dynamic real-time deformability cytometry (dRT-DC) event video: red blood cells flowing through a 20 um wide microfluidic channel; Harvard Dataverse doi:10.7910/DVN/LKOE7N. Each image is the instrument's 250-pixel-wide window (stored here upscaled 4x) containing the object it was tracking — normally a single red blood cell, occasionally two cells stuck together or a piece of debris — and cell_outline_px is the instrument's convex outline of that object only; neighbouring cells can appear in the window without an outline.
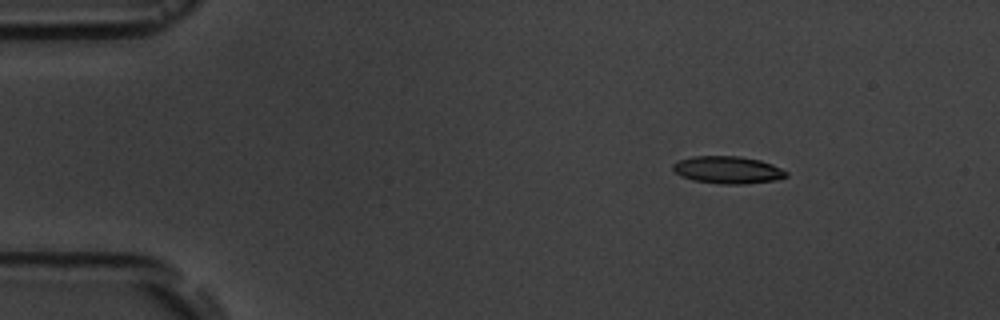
{"species": "common noctule bat (a hibernating species)", "species_latin": "Nyctalus noctula", "temperature_condition": "room temperature", "stored_images_in_passage": 8, "camera_frame_rate_fps": 3000, "um_per_image_px": 0.085, "animal": {"sex": "male", "body_mass_g": 19.5, "forearm_length_mm": 54.6}, "frame": {"image": 1, "passage_image": 3, "time_ms": 2.333, "image_size_px": [1000, 320], "cell_outline_px": [[788, 176], [776, 180], [744, 184], [720, 184], [692, 180], [680, 176], [672, 168], [672, 164], [680, 160], [692, 156], [740, 156], [760, 160], [772, 164], [788, 172]], "centroid_in_image_um": [61.86, 14.44], "position_along_channel_um": 23.1, "area_um2": 18.15}}
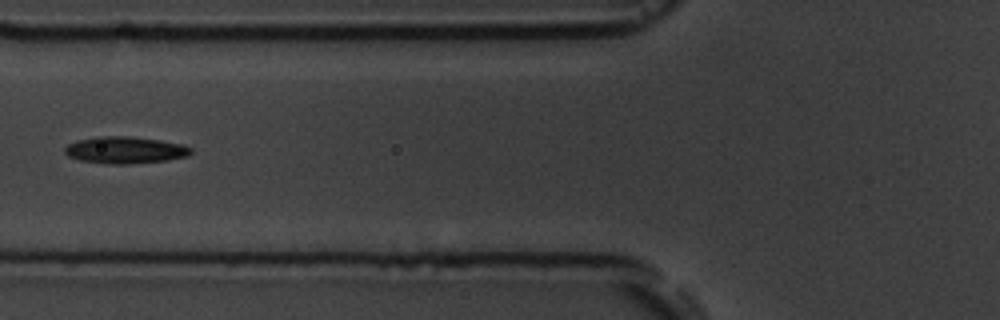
{"frame": {"image": 2, "passage_image": 7, "time_ms": 7.0, "image_size_px": [1000, 320], "cell_outline_px": [[192, 152], [188, 156], [168, 160], [128, 164], [108, 164], [80, 160], [68, 156], [64, 152], [64, 148], [68, 144], [76, 140], [96, 136], [132, 136], [160, 140], [184, 144], [192, 148]], "centroid_in_image_um": [10.64, 12.75], "position_along_channel_um": 115.2, "area_um2": 20.0}}
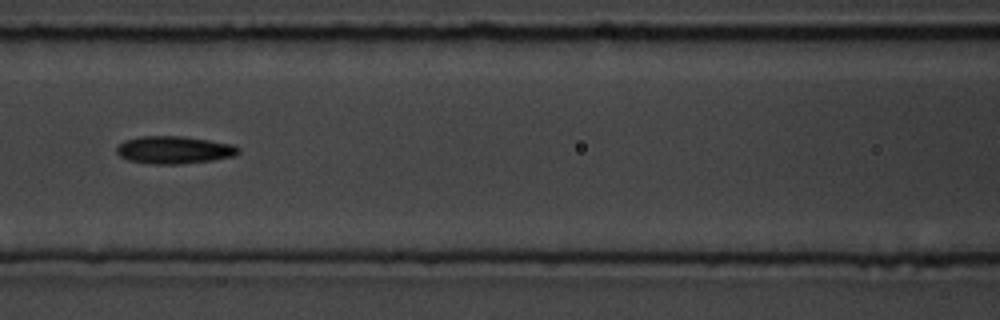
{"frame": {"image": 3, "passage_image": 8, "time_ms": 8.0, "image_size_px": [1000, 320], "cell_outline_px": [[240, 152], [232, 156], [212, 160], [180, 164], [152, 164], [128, 160], [120, 156], [116, 152], [116, 148], [124, 140], [144, 136], [184, 136], [232, 144], [240, 148]], "centroid_in_image_um": [14.79, 12.74], "position_along_channel_um": 151.8, "area_um2": 19.48}}